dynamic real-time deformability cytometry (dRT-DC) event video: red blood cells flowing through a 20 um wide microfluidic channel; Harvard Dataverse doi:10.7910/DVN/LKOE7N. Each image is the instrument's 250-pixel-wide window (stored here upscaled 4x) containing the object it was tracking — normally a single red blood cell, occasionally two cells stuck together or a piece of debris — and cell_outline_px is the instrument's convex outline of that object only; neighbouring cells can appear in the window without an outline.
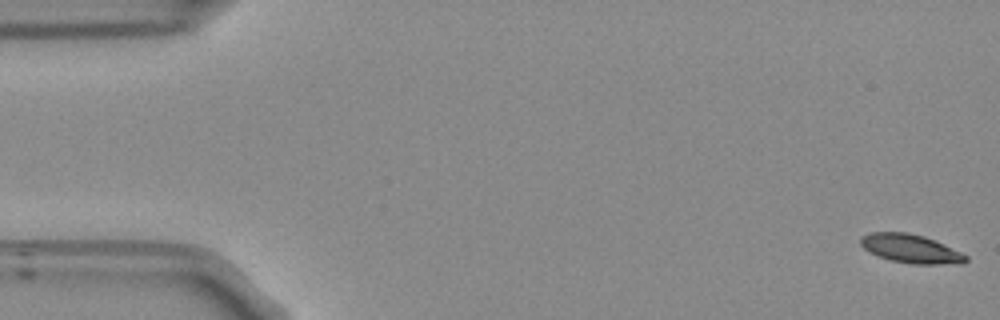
{"species": "Egyptian fruit bat (a non-hibernating species)", "species_latin": "Rousettus aegyptiacus", "temperature_condition": "room temperature", "stored_images_in_passage": 13, "camera_frame_rate_fps": 3000, "um_per_image_px": 0.085, "frame": {"image": 1, "passage_image": 1, "time_ms": 0.0, "image_size_px": [1000, 320], "cell_outline_px": [[968, 260], [964, 264], [912, 264], [888, 260], [868, 252], [860, 244], [860, 236], [868, 232], [908, 232], [924, 236], [936, 240], [968, 256]], "centroid_in_image_um": [77.4, 21.14], "position_along_channel_um": 7.6, "area_um2": 17.92}}
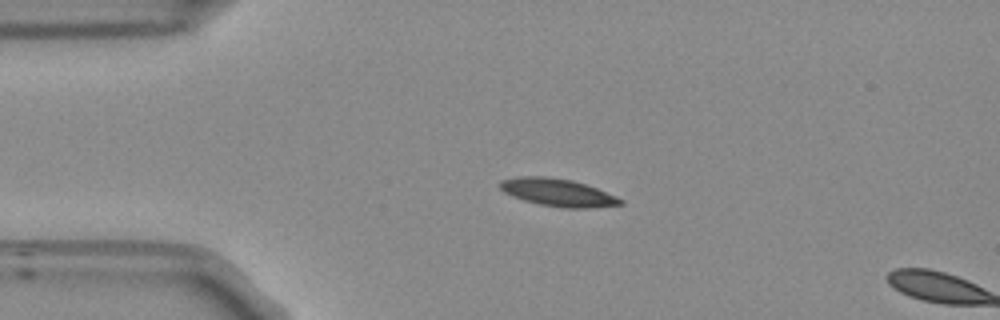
{"frame": {"image": 2, "passage_image": 12, "time_ms": 3.667, "image_size_px": [1000, 320], "cell_outline_px": [[624, 204], [588, 208], [564, 208], [540, 204], [524, 200], [512, 196], [504, 192], [496, 184], [500, 180], [516, 176], [548, 176], [572, 180], [596, 188], [616, 196], [624, 200]], "centroid_in_image_um": [47.37, 16.35], "position_along_channel_um": 37.6, "area_um2": 19.48}}